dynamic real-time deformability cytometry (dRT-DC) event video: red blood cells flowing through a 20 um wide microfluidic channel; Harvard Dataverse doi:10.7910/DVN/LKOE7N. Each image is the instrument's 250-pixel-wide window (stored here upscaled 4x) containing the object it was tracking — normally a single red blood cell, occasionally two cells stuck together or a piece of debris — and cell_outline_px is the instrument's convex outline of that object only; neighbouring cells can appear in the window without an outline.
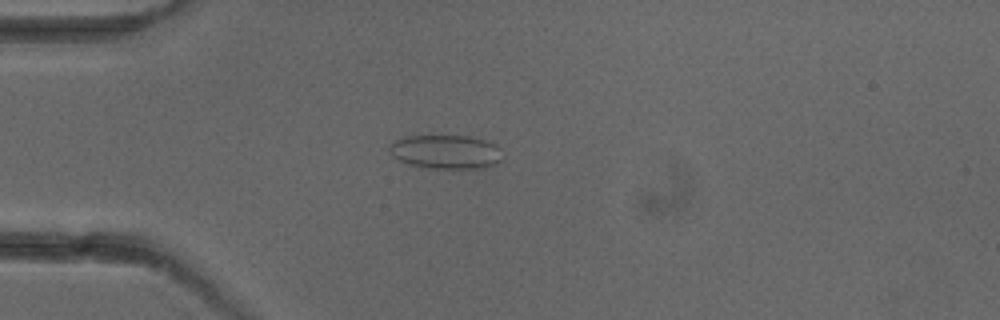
{"species": "common noctule bat (a hibernating species)", "species_latin": "Nyctalus noctula", "temperature_condition": "cold", "stored_images_in_passage": 4, "camera_frame_rate_fps": 3000, "um_per_image_px": 0.085, "animal": {"sex": "female"}, "frame": {"image": 1, "passage_image": 4, "time_ms": 4.333, "image_size_px": [1000, 320], "cell_outline_px": [[504, 160], [496, 164], [484, 168], [428, 168], [408, 164], [392, 156], [388, 148], [388, 144], [404, 136], [468, 136], [484, 140], [496, 144], [500, 148]], "centroid_in_image_um": [37.91, 12.91], "position_along_channel_um": 47.1, "area_um2": 22.6}}